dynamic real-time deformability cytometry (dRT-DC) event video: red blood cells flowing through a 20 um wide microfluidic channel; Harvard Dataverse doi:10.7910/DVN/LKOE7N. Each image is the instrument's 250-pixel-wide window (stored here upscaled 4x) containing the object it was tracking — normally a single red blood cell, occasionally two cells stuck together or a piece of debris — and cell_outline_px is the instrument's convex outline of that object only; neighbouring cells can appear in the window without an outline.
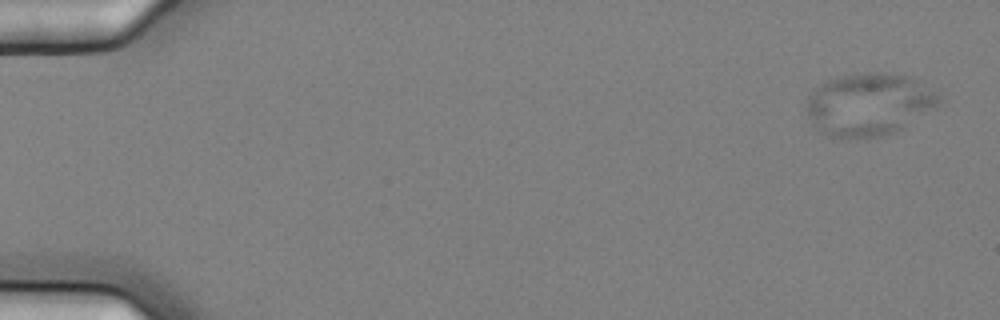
{"species": "common noctule bat (a hibernating species)", "species_latin": "Nyctalus noctula", "temperature_condition": "cold", "stored_images_in_passage": 5, "camera_frame_rate_fps": 3000, "um_per_image_px": 0.085, "animal": {"sex": "female", "body_mass_g": 25.1}, "frame": {"image": 1, "passage_image": 1, "time_ms": 0.0, "image_size_px": [1000, 320], "cell_outline_px": [[940, 100], [936, 104], [900, 128], [892, 132], [876, 136], [848, 140], [844, 140], [832, 136], [812, 124], [804, 108], [808, 96], [816, 88], [828, 80], [852, 72], [884, 72], [912, 76], [936, 92], [940, 96]], "centroid_in_image_um": [73.78, 8.84], "position_along_channel_um": 11.2, "area_um2": 47.92}}
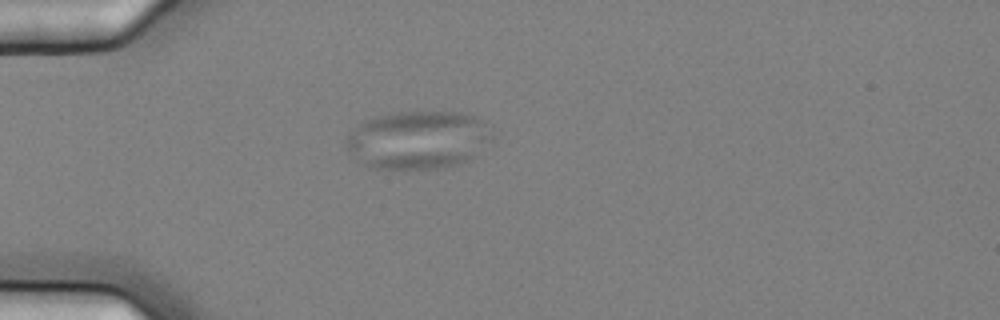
{"frame": {"image": 2, "passage_image": 5, "time_ms": 1.333, "image_size_px": [1000, 320], "cell_outline_px": [[496, 136], [492, 140], [468, 160], [456, 164], [436, 168], [372, 168], [356, 160], [348, 152], [344, 144], [348, 136], [364, 120], [376, 116], [416, 108], [460, 112], [484, 120]], "centroid_in_image_um": [35.55, 11.83], "position_along_channel_um": 49.4, "area_um2": 50.34}}